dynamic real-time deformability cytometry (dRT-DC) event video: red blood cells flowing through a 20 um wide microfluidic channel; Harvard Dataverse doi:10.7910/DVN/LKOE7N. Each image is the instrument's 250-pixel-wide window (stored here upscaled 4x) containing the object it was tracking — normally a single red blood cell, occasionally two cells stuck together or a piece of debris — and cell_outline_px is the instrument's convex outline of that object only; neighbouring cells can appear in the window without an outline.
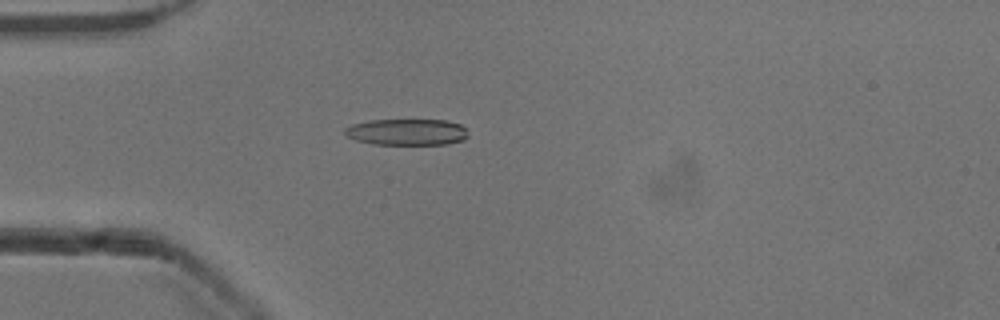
{"species": "common noctule bat (a hibernating species)", "species_latin": "Nyctalus noctula", "temperature_condition": "cold", "stored_images_in_passage": 37, "camera_frame_rate_fps": 3000, "um_per_image_px": 0.085, "animal": {"sex": "male", "body_mass_g": 13.3}, "frame": {"image": 1, "passage_image": 6, "time_ms": 1.667, "image_size_px": [1000, 320], "cell_outline_px": [[468, 136], [464, 140], [448, 144], [372, 144], [356, 140], [344, 136], [344, 128], [352, 124], [368, 120], [444, 120], [460, 124], [464, 128]], "centroid_in_image_um": [34.54, 11.22], "position_along_channel_um": 50.5, "area_um2": 19.02}}
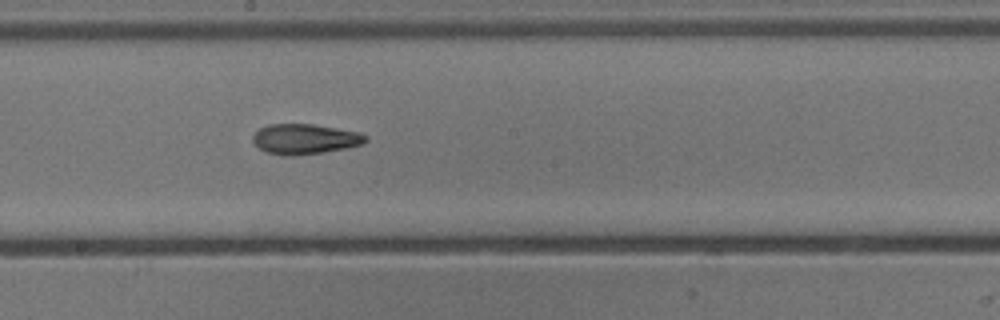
{"frame": {"image": 2, "passage_image": 20, "time_ms": 6.333, "image_size_px": [1000, 320], "cell_outline_px": [[368, 140], [364, 144], [324, 152], [292, 156], [284, 156], [264, 152], [252, 140], [252, 136], [260, 128], [268, 124], [312, 124], [360, 132], [368, 136]], "centroid_in_image_um": [25.92, 11.82], "position_along_channel_um": 222.3, "area_um2": 19.94}}
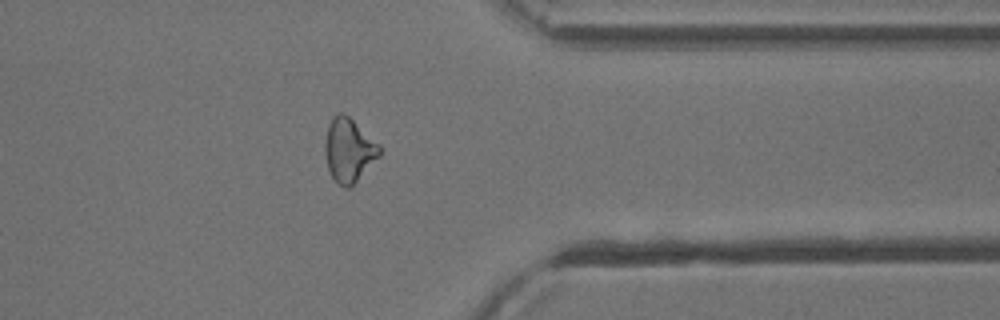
{"frame": {"image": 3, "passage_image": 33, "time_ms": 10.667, "image_size_px": [1000, 320], "cell_outline_px": [[380, 156], [348, 188], [344, 188], [332, 176], [328, 168], [324, 152], [324, 144], [328, 124], [332, 116], [336, 112], [344, 112], [380, 144]], "centroid_in_image_um": [29.63, 12.7], "position_along_channel_um": 381.8, "area_um2": 20.17}, "authors_computed_cell_mechanics": {"area_um2": 19.4786, "velocity_mm_per_s": 3.9162, "shape_relaxation_time_tau1_ms": null, "shape_relaxation_time_tau2_ms": 4.5923, "deformation_change_tau1": null, "deformation_change_tau2": 0.1406}}